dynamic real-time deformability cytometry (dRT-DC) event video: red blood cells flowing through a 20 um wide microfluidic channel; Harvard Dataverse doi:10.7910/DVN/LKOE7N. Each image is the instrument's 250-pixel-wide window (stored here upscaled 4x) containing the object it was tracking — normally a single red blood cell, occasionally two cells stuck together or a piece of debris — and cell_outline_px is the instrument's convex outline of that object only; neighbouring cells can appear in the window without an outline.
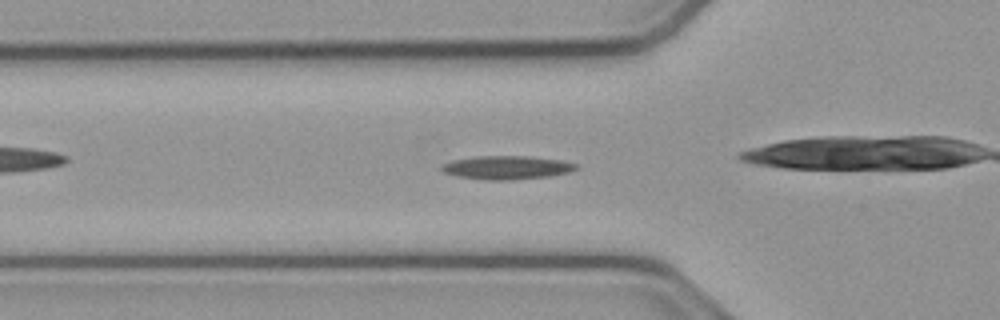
{"species": "common noctule bat (a hibernating species)", "species_latin": "Nyctalus noctula", "temperature_condition": "cold", "stored_images_in_passage": 49, "camera_frame_rate_fps": 3000, "um_per_image_px": 0.085, "animal": {"sex": "male", "body_mass_g": 23.1, "forearm_length_mm": 52.7}, "frame": {"image": 1, "passage_image": 12, "time_ms": 3.667, "image_size_px": [1000, 320], "cell_outline_px": [[580, 168], [568, 172], [548, 176], [512, 180], [484, 180], [456, 176], [444, 172], [440, 168], [440, 164], [452, 160], [476, 156], [524, 156], [560, 160], [576, 164]], "centroid_in_image_um": [43.02, 14.24], "position_along_channel_um": 82.8, "area_um2": 18.44}}
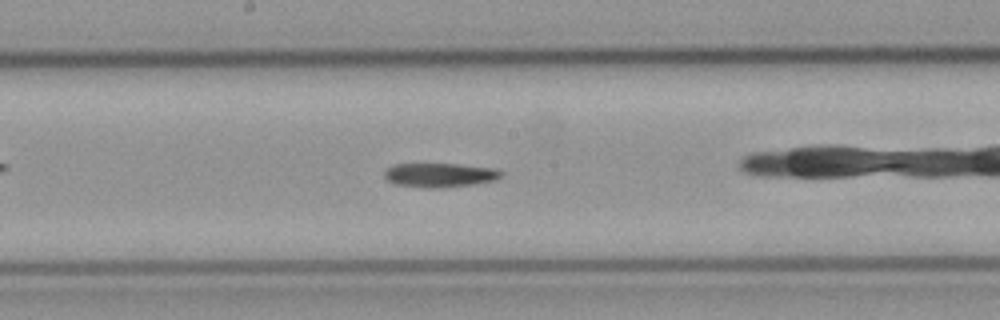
{"frame": {"image": 2, "passage_image": 22, "time_ms": 7.0, "image_size_px": [1000, 320], "cell_outline_px": [[504, 172], [496, 180], [472, 184], [440, 188], [428, 188], [396, 184], [384, 180], [384, 168], [392, 164], [456, 164], [492, 168]], "centroid_in_image_um": [37.3, 14.88], "position_along_channel_um": 210.9, "area_um2": 16.47}}
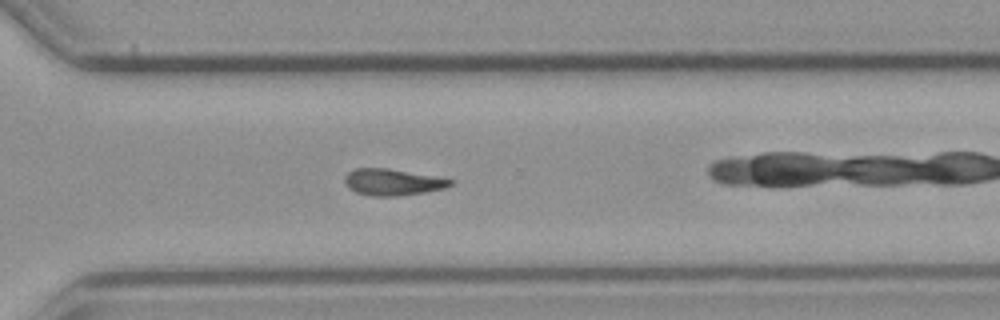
{"frame": {"image": 3, "passage_image": 32, "time_ms": 10.333, "image_size_px": [1000, 320], "cell_outline_px": [[452, 184], [444, 188], [424, 192], [400, 196], [372, 196], [356, 192], [348, 188], [344, 184], [344, 176], [348, 172], [356, 168], [388, 168], [436, 176], [452, 180]], "centroid_in_image_um": [33.32, 15.48], "position_along_channel_um": 337.3, "area_um2": 16.36}}